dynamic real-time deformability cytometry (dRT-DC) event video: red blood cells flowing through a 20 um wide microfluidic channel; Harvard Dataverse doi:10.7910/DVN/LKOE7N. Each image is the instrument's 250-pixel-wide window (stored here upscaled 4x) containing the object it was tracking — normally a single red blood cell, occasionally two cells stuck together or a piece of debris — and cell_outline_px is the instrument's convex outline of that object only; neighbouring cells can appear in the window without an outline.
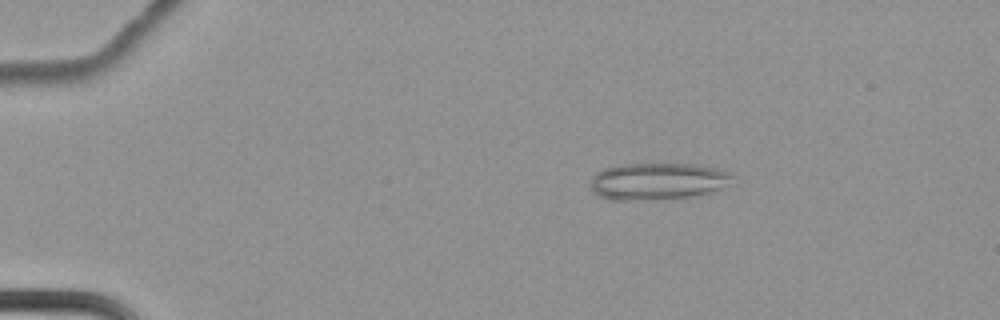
{"species": "common noctule bat (a hibernating species)", "species_latin": "Nyctalus noctula", "temperature_condition": "cold", "stored_images_in_passage": 14, "camera_frame_rate_fps": 3000, "um_per_image_px": 0.085, "animal": {"sex": "female", "body_mass_g": 22.7, "forearm_length_mm": 54.2}, "frame": {"image": 1, "passage_image": 5, "time_ms": 1.333, "image_size_px": [1000, 320], "cell_outline_px": [[732, 176], [720, 188], [712, 192], [696, 196], [632, 200], [604, 200], [592, 192], [588, 184], [592, 176], [596, 172], [604, 168], [624, 164], [652, 160], [700, 164], [732, 172]], "centroid_in_image_um": [55.82, 15.35], "position_along_channel_um": 29.2, "area_um2": 31.79}}